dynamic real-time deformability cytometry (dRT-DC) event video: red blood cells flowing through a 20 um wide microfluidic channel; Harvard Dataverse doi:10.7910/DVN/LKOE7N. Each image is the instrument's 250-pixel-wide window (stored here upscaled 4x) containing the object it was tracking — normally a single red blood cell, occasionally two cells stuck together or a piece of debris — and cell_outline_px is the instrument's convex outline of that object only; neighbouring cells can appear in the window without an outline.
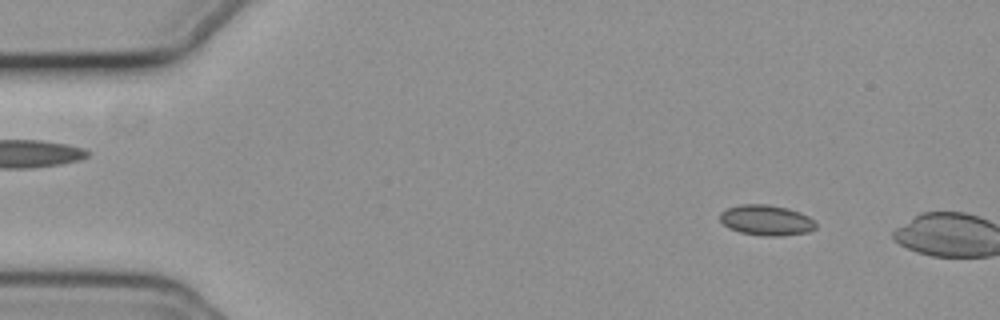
{"species": "common noctule bat (a hibernating species)", "species_latin": "Nyctalus noctula", "temperature_condition": "cold", "stored_images_in_passage": 9, "camera_frame_rate_fps": 3000, "um_per_image_px": 0.085, "animal": {"sex": "female", "body_mass_g": 19.3, "forearm_length_mm": 54.1}, "frame": {"image": 1, "passage_image": 7, "time_ms": 2.0, "image_size_px": [1000, 320], "cell_outline_px": [[816, 228], [808, 232], [780, 236], [764, 236], [740, 232], [728, 228], [720, 220], [720, 212], [728, 208], [740, 204], [768, 204], [788, 208], [800, 212], [808, 216], [816, 224]], "centroid_in_image_um": [65.13, 18.71], "position_along_channel_um": 19.9, "area_um2": 17.05}}